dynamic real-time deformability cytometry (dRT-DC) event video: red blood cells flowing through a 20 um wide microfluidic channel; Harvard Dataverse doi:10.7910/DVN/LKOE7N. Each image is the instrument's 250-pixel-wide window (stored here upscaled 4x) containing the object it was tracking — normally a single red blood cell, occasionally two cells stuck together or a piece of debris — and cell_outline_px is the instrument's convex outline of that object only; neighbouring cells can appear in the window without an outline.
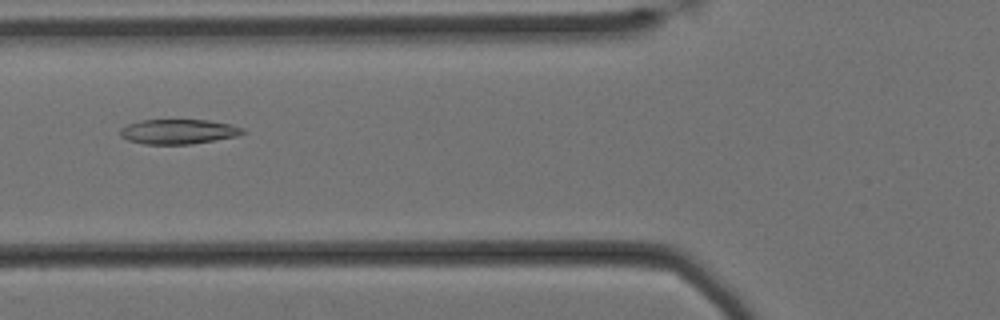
{"species": "Egyptian fruit bat (a non-hibernating species)", "species_latin": "Rousettus aegyptiacus", "temperature_condition": "cold", "stored_images_in_passage": 58, "camera_frame_rate_fps": 3000, "um_per_image_px": 0.085, "animal": {"sex": "female"}, "frame": {"image": 1, "passage_image": 21, "time_ms": 6.667, "image_size_px": [1000, 320], "cell_outline_px": [[248, 132], [236, 136], [192, 144], [144, 144], [128, 140], [120, 136], [120, 128], [128, 124], [140, 120], [208, 120], [228, 124], [244, 128]], "centroid_in_image_um": [15.16, 11.19], "position_along_channel_um": 110.6, "area_um2": 17.69}}
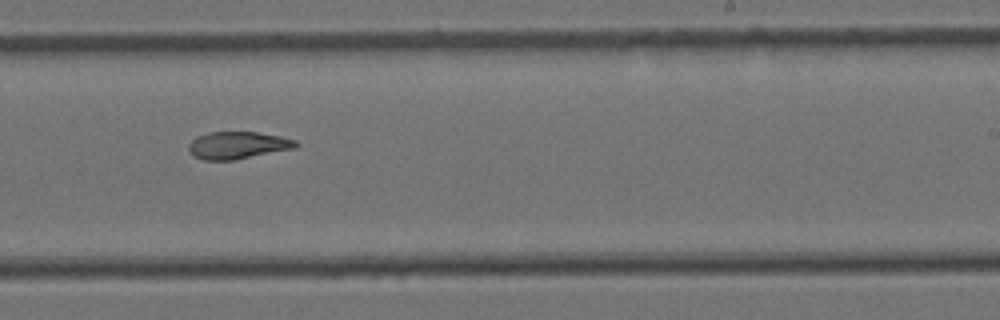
{"frame": {"image": 2, "passage_image": 35, "time_ms": 11.333, "image_size_px": [1000, 320], "cell_outline_px": [[300, 144], [296, 148], [236, 160], [204, 160], [196, 156], [188, 148], [188, 144], [196, 136], [208, 132], [256, 132], [280, 136], [296, 140]], "centroid_in_image_um": [20.24, 12.34], "position_along_channel_um": 268.8, "area_um2": 17.11}}
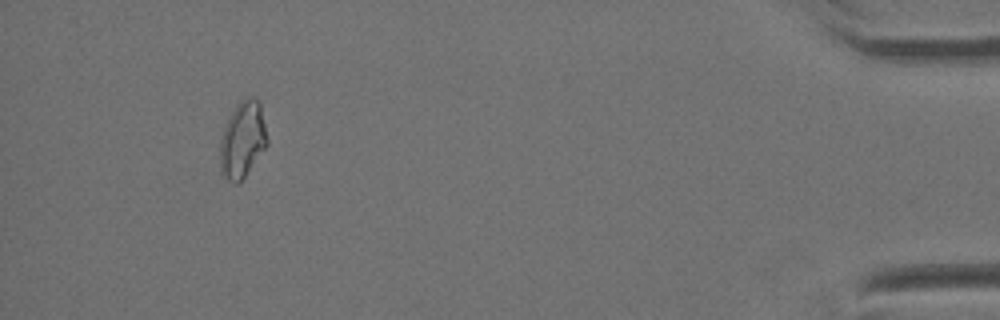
{"frame": {"image": 3, "passage_image": 54, "time_ms": 17.667, "image_size_px": [1000, 320], "cell_outline_px": [[268, 144], [244, 176], [236, 184], [232, 184], [220, 176], [220, 140], [224, 128], [232, 112], [240, 100], [256, 100], [260, 104], [268, 140]], "centroid_in_image_um": [20.59, 11.96], "position_along_channel_um": 414.6, "area_um2": 20.58}, "authors_computed_cell_mechanics": {"area_um2": 18.4382, "velocity_mm_per_s": 3.3873, "shape_relaxation_time_tau1_ms": null, "shape_relaxation_time_tau2_ms": 4.8504, "deformation_change_tau1": null, "deformation_change_tau2": 0.0895}}